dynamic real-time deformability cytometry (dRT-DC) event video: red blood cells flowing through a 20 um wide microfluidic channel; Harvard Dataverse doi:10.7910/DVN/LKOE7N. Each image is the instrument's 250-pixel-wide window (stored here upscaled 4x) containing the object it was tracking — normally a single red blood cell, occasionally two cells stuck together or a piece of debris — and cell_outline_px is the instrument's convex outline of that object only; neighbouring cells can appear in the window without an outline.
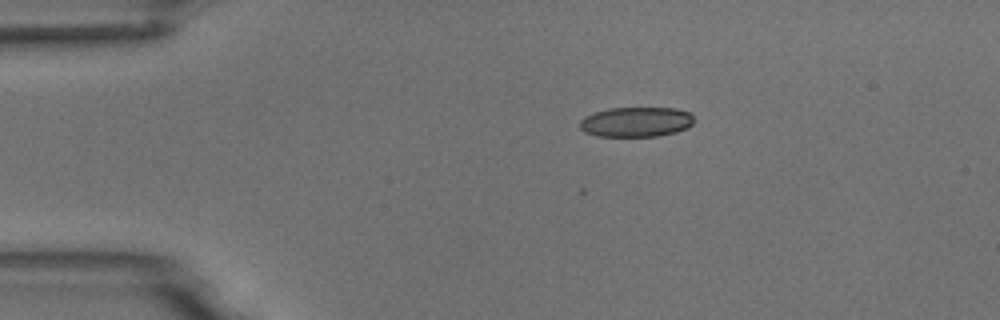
{"species": "common noctule bat (a hibernating species)", "species_latin": "Nyctalus noctula", "temperature_condition": "room temperature", "stored_images_in_passage": 7, "camera_frame_rate_fps": 3000, "um_per_image_px": 0.085, "animal": {"sex": "male", "body_mass_g": 18.8}, "frame": {"image": 1, "passage_image": 1, "time_ms": 0.0, "image_size_px": [1000, 320], "cell_outline_px": [[692, 124], [688, 128], [676, 132], [660, 136], [596, 136], [584, 132], [580, 128], [580, 120], [584, 116], [608, 108], [676, 108], [692, 112]], "centroid_in_image_um": [54.08, 10.36], "position_along_channel_um": 30.9, "area_um2": 20.06}}